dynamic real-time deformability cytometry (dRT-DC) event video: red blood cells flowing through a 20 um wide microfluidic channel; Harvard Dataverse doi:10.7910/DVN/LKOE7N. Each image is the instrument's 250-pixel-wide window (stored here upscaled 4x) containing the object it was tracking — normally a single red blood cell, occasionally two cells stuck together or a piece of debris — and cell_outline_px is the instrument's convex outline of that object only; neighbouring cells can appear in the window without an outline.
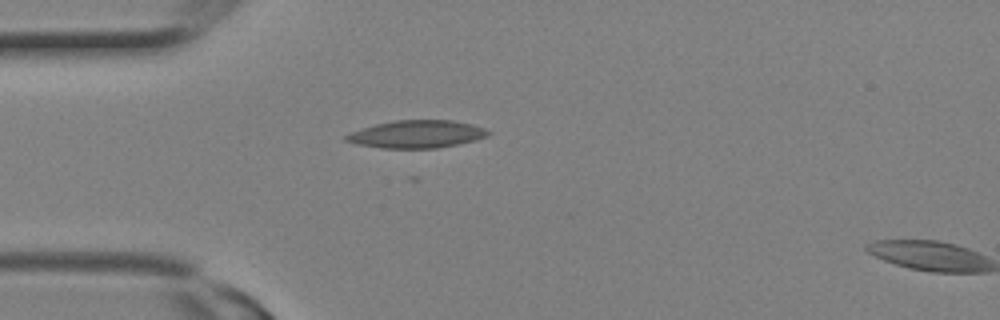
{"species": "Egyptian fruit bat (a non-hibernating species)", "species_latin": "Rousettus aegyptiacus", "temperature_condition": "room temperature", "stored_images_in_passage": 2, "segment_of_instrument_passage": [1, 2], "camera_frame_rate_fps": 3000, "um_per_image_px": 0.085, "animal": {"sex": "female"}, "frame": {"image": 1, "passage_image": 1, "time_ms": 0.0, "image_size_px": [1000, 320], "cell_outline_px": [[492, 132], [488, 136], [476, 140], [436, 148], [380, 148], [356, 144], [344, 140], [344, 136], [352, 132], [376, 124], [392, 120], [452, 120], [472, 124], [484, 128]], "centroid_in_image_um": [35.44, 11.4], "position_along_channel_um": 49.6, "area_um2": 22.83}}